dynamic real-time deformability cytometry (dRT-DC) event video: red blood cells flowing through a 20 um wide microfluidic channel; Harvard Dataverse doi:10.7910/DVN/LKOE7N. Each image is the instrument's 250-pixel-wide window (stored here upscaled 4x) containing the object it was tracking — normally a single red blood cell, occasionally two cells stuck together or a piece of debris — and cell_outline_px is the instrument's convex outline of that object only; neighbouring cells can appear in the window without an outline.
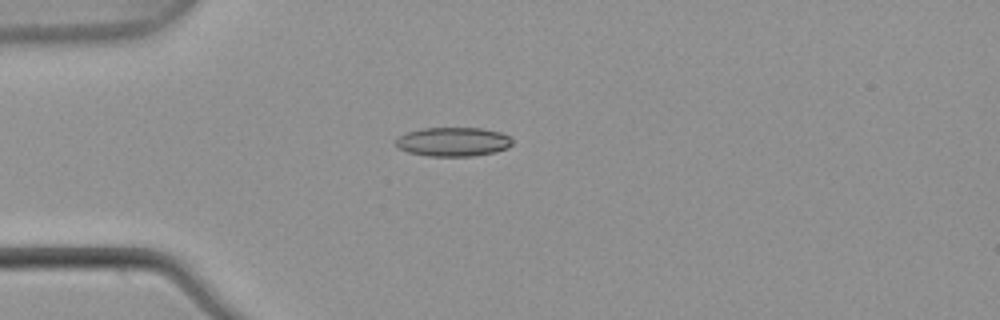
{"species": "common noctule bat (a hibernating species)", "species_latin": "Nyctalus noctula", "temperature_condition": "warm", "stored_images_in_passage": 6, "camera_frame_rate_fps": 3000, "um_per_image_px": 0.085, "animal": {"sex": "male", "body_mass_g": 21.5, "forearm_length_mm": 52.0}, "frame": {"image": 1, "passage_image": 4, "time_ms": 1.0, "image_size_px": [1000, 320], "cell_outline_px": [[512, 144], [508, 148], [496, 152], [472, 156], [428, 156], [408, 152], [400, 148], [396, 144], [396, 140], [400, 136], [408, 132], [424, 128], [484, 128], [500, 132], [512, 136]], "centroid_in_image_um": [38.58, 12.05], "position_along_channel_um": 46.4, "area_um2": 19.77}}
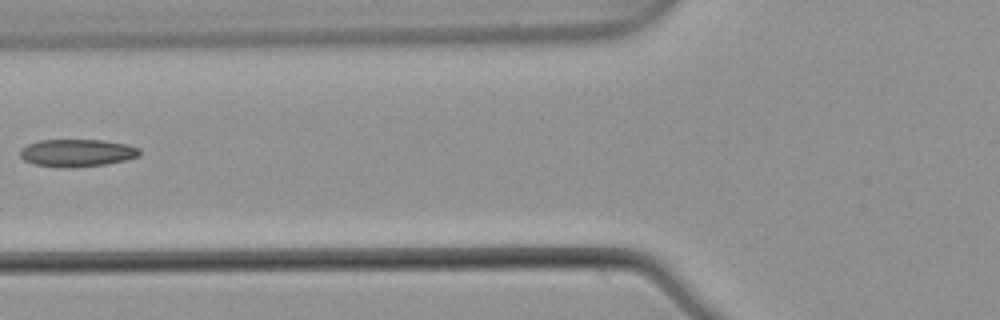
{"frame": {"image": 2, "passage_image": 6, "time_ms": 1.667, "image_size_px": [1000, 320], "cell_outline_px": [[140, 156], [108, 164], [64, 168], [36, 164], [24, 160], [20, 156], [20, 152], [28, 144], [40, 140], [104, 140], [128, 144], [140, 148]], "centroid_in_image_um": [6.6, 12.99], "position_along_channel_um": 119.2, "area_um2": 19.07}}